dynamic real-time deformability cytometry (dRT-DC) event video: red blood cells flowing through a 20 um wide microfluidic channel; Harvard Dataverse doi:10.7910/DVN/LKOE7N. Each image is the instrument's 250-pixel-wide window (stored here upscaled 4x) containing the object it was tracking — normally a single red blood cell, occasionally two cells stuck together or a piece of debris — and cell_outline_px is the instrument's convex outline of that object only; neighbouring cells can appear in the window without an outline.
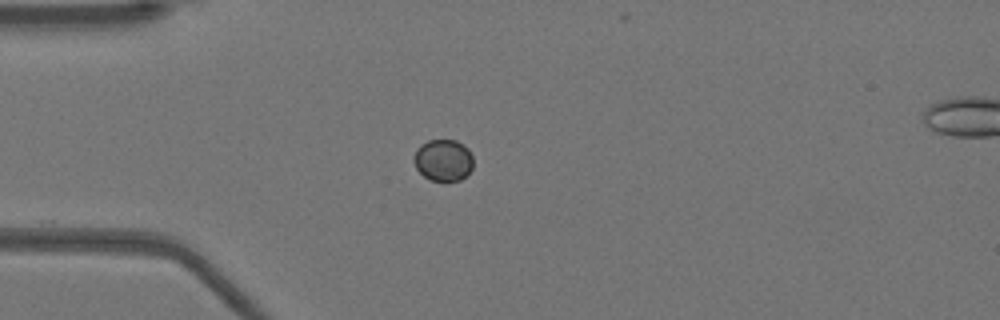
{"species": "Egyptian fruit bat (a non-hibernating species)", "species_latin": "Rousettus aegyptiacus", "temperature_condition": "warm", "stored_images_in_passage": 39, "camera_frame_rate_fps": 3000, "um_per_image_px": 0.085, "animal": {"sex": "female"}, "frame": {"image": 1, "passage_image": 1, "time_ms": 0.0, "image_size_px": [1000, 320], "cell_outline_px": [[472, 168], [460, 180], [432, 180], [424, 176], [416, 168], [416, 148], [420, 144], [428, 140], [456, 140], [464, 144], [468, 148], [472, 156]], "centroid_in_image_um": [37.7, 13.58], "position_along_channel_um": 47.3, "area_um2": 14.16}}
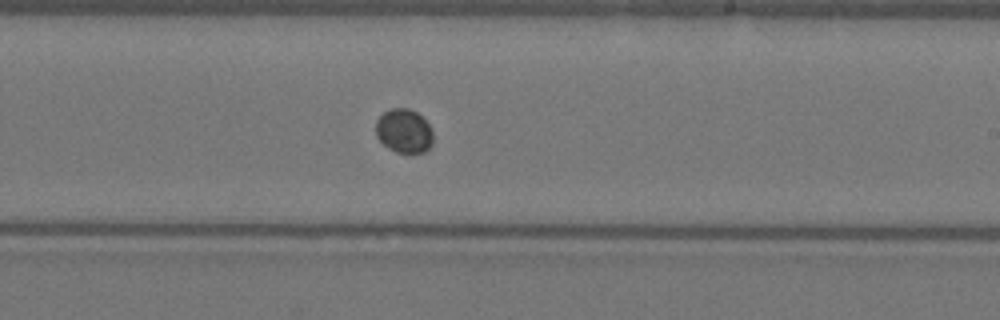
{"frame": {"image": 2, "passage_image": 18, "time_ms": 5.667, "image_size_px": [1000, 320], "cell_outline_px": [[432, 144], [424, 152], [396, 152], [388, 148], [376, 136], [376, 120], [384, 112], [392, 108], [408, 108], [416, 112], [432, 128]], "centroid_in_image_um": [34.33, 11.13], "position_along_channel_um": 254.7, "area_um2": 14.51}}
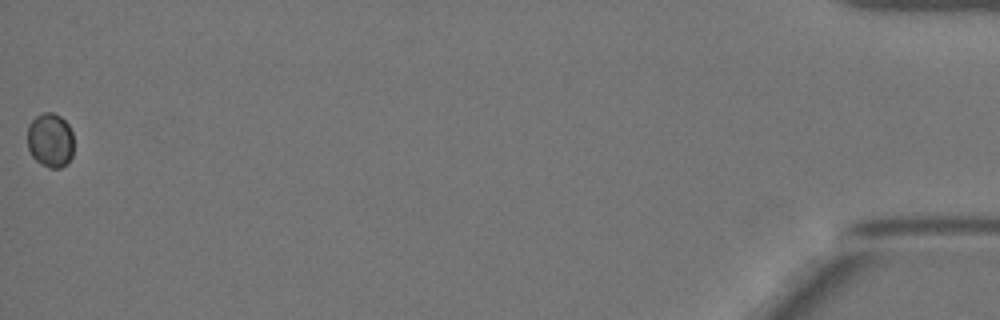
{"frame": {"image": 3, "passage_image": 39, "time_ms": 12.667, "image_size_px": [1000, 320], "cell_outline_px": [[72, 156], [68, 164], [60, 168], [48, 168], [40, 164], [32, 156], [28, 148], [28, 124], [36, 116], [44, 112], [52, 112], [60, 116], [68, 124], [72, 132]], "centroid_in_image_um": [4.27, 11.93], "position_along_channel_um": 430.9, "area_um2": 14.8}}